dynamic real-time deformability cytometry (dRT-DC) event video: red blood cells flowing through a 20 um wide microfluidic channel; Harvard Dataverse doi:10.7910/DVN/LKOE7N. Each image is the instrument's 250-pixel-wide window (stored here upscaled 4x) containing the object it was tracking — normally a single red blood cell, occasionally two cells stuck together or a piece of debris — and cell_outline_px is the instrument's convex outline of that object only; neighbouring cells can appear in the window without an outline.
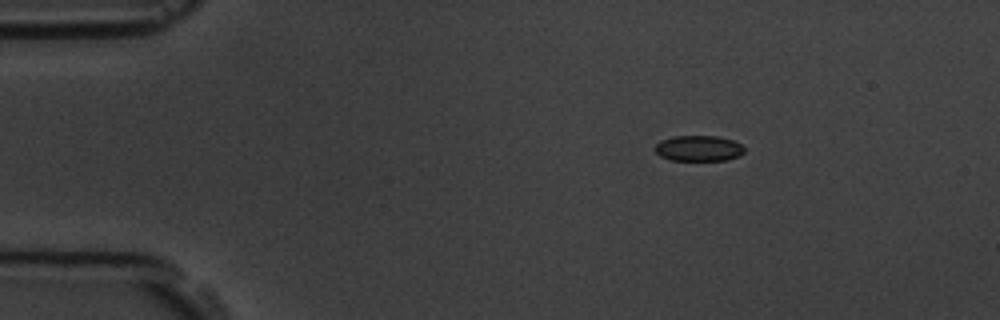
{"species": "common noctule bat (a hibernating species)", "species_latin": "Nyctalus noctula", "temperature_condition": "room temperature", "stored_images_in_passage": 13, "camera_frame_rate_fps": 3000, "um_per_image_px": 0.085, "animal": {"sex": "male", "body_mass_g": 19.5, "forearm_length_mm": 54.6}, "frame": {"image": 1, "passage_image": 1, "time_ms": 0.0, "image_size_px": [1000, 320], "cell_outline_px": [[744, 152], [740, 156], [728, 160], [672, 160], [660, 156], [656, 152], [656, 144], [660, 140], [672, 136], [716, 136], [732, 140], [740, 144], [744, 148]], "centroid_in_image_um": [59.39, 12.61], "position_along_channel_um": 25.6, "area_um2": 13.35}}
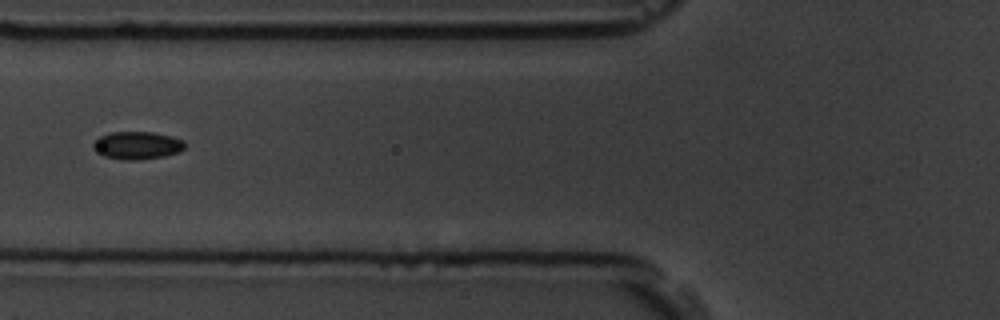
{"frame": {"image": 2, "passage_image": 4, "time_ms": 4.333, "image_size_px": [1000, 320], "cell_outline_px": [[184, 148], [180, 152], [164, 156], [136, 160], [120, 160], [104, 156], [92, 148], [92, 144], [100, 136], [112, 132], [152, 132], [172, 136], [184, 140]], "centroid_in_image_um": [11.66, 12.36], "position_along_channel_um": 114.1, "area_um2": 14.85}}
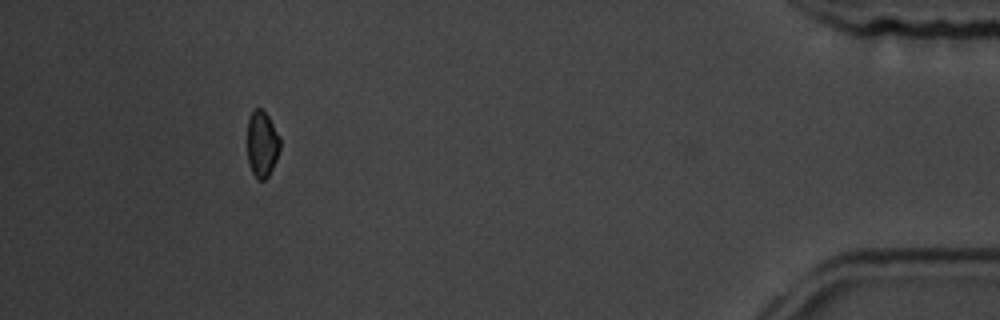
{"frame": {"image": 3, "passage_image": 12, "time_ms": 14.333, "image_size_px": [1000, 320], "cell_outline_px": [[280, 152], [268, 176], [264, 180], [256, 180], [248, 164], [248, 116], [256, 108], [260, 108], [268, 116], [280, 136]], "centroid_in_image_um": [22.28, 12.26], "position_along_channel_um": 412.9, "area_um2": 12.72}, "authors_computed_cell_mechanics": {"area_um2": 14.2766, "velocity_mm_per_s": 3.6127, "shape_relaxation_time_tau1_ms": 1.97, "shape_relaxation_time_tau2_ms": null, "deformation_change_tau1": 0.0442, "deformation_change_tau2": null}}